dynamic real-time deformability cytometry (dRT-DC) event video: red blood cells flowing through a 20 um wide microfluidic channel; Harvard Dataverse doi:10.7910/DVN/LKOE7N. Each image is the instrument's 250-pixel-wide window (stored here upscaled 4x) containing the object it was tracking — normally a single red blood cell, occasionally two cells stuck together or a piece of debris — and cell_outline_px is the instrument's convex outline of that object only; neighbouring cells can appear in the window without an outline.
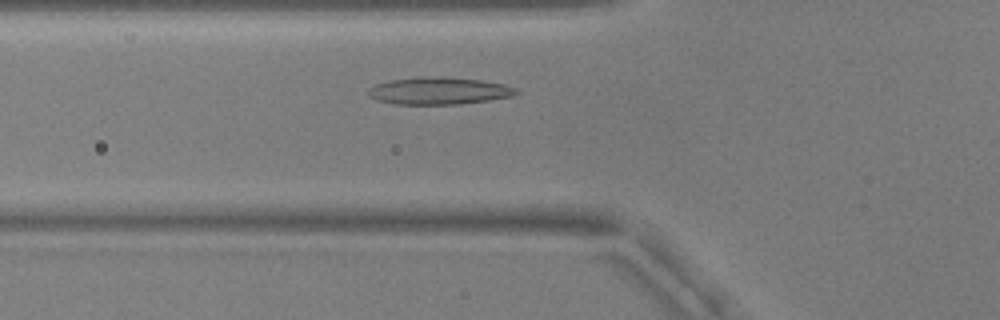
{"species": "common noctule bat (a hibernating species)", "species_latin": "Nyctalus noctula", "temperature_condition": "warm", "stored_images_in_passage": 44, "camera_frame_rate_fps": 3000, "um_per_image_px": 0.085, "animal": {"sex": "male", "body_mass_g": 17.9, "forearm_length_mm": 54.2}, "frame": {"image": 1, "passage_image": 10, "time_ms": 3.0, "image_size_px": [1000, 320], "cell_outline_px": [[520, 92], [512, 96], [488, 100], [456, 104], [396, 104], [376, 100], [368, 96], [368, 88], [376, 84], [392, 80], [428, 76], [444, 76], [480, 80], [504, 84], [516, 88]], "centroid_in_image_um": [37.3, 7.72], "position_along_channel_um": 88.5, "area_um2": 23.41}}
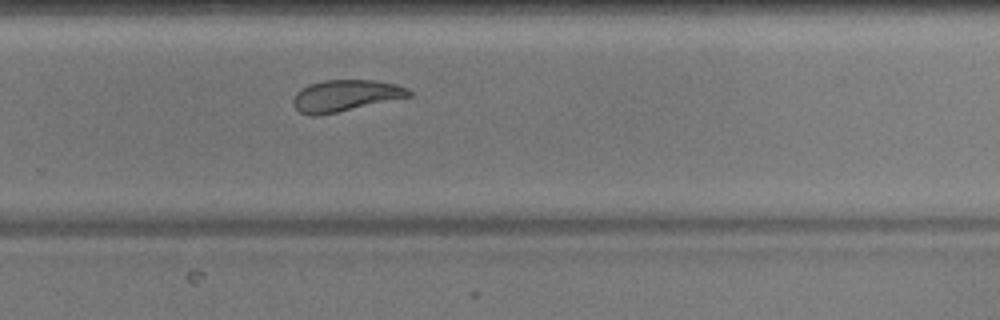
{"frame": {"image": 2, "passage_image": 27, "time_ms": 8.667, "image_size_px": [1000, 320], "cell_outline_px": [[412, 96], [320, 116], [312, 116], [300, 112], [292, 104], [292, 100], [296, 92], [312, 84], [324, 80], [376, 80], [396, 84], [408, 88], [412, 92]], "centroid_in_image_um": [29.38, 8.14], "position_along_channel_um": 300.4, "area_um2": 21.27}}
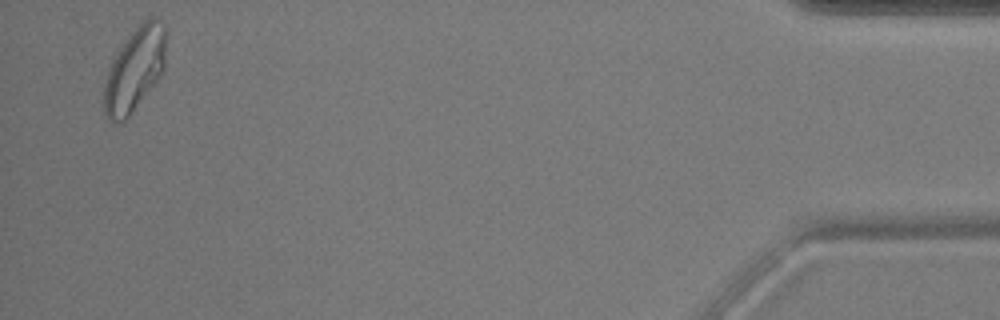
{"frame": {"image": 3, "passage_image": 43, "time_ms": 14.0, "image_size_px": [1000, 320], "cell_outline_px": [[168, 32], [164, 68], [156, 80], [128, 116], [120, 124], [116, 124], [108, 120], [104, 112], [104, 84], [112, 60], [124, 40], [140, 20], [148, 16], [152, 16], [164, 24]], "centroid_in_image_um": [11.46, 5.82], "position_along_channel_um": 423.7, "area_um2": 30.46}, "authors_computed_cell_mechanics": {"area_um2": 22.8021, "velocity_mm_per_s": 3.7441, "shape_relaxation_time_tau1_ms": null, "shape_relaxation_time_tau2_ms": 1.5572, "deformation_change_tau1": null, "deformation_change_tau2": 0.0795}}